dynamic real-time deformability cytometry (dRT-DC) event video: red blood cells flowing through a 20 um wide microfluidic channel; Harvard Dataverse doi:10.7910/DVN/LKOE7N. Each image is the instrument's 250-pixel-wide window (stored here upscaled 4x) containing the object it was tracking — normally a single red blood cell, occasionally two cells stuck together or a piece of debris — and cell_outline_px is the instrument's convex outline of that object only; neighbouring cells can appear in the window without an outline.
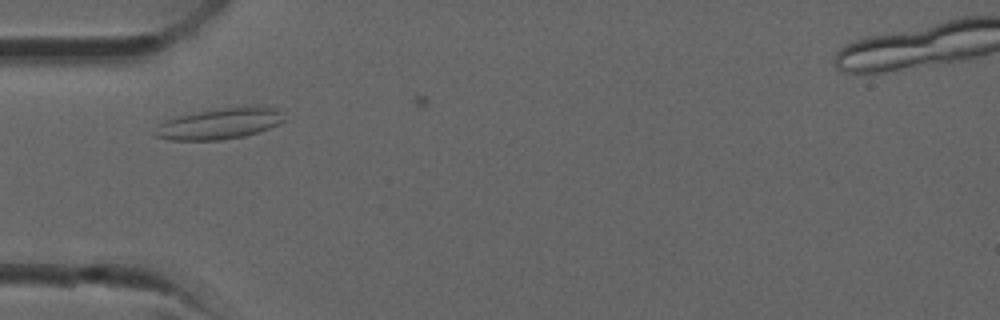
{"species": "common noctule bat (a hibernating species)", "species_latin": "Nyctalus noctula", "temperature_condition": "room temperature", "stored_images_in_passage": 3, "camera_frame_rate_fps": 3000, "um_per_image_px": 0.085, "animal": {"sex": "male", "forearm_length_mm": 52.5}, "frame": {"image": 1, "passage_image": 1, "time_ms": 0.0, "image_size_px": [1000, 320], "cell_outline_px": [[284, 120], [280, 124], [244, 136], [220, 140], [172, 140], [156, 136], [152, 132], [164, 120], [180, 116], [220, 108], [244, 104], [276, 108]], "centroid_in_image_um": [18.67, 10.49], "position_along_channel_um": 66.3, "area_um2": 23.24}}